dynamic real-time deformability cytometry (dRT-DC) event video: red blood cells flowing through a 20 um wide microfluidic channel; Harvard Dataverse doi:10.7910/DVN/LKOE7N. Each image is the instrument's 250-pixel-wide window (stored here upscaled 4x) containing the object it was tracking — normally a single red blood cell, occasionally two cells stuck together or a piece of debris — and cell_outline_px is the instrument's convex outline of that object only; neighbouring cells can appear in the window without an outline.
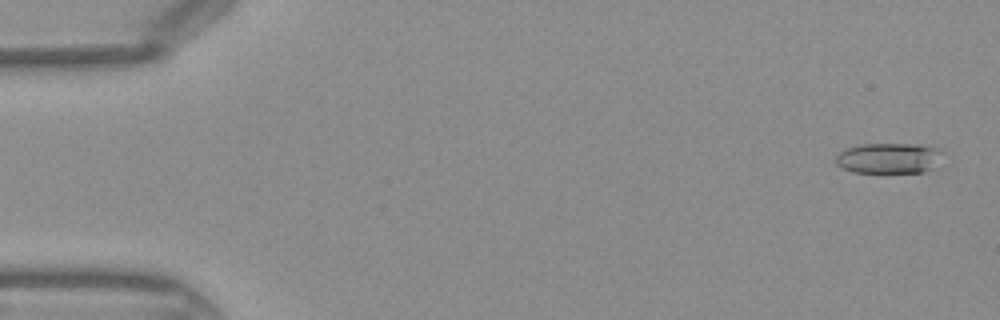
{"species": "Egyptian fruit bat (a non-hibernating species)", "species_latin": "Rousettus aegyptiacus", "temperature_condition": "warm", "stored_images_in_passage": 44, "camera_frame_rate_fps": 3000, "um_per_image_px": 0.085, "frame": {"image": 1, "passage_image": 2, "time_ms": 0.333, "image_size_px": [1000, 320], "cell_outline_px": [[948, 152], [936, 168], [924, 172], [852, 172], [836, 164], [836, 156], [840, 152], [848, 148], [860, 144], [916, 144], [944, 148]], "centroid_in_image_um": [75.72, 13.43], "position_along_channel_um": 9.3, "area_um2": 19.59}}
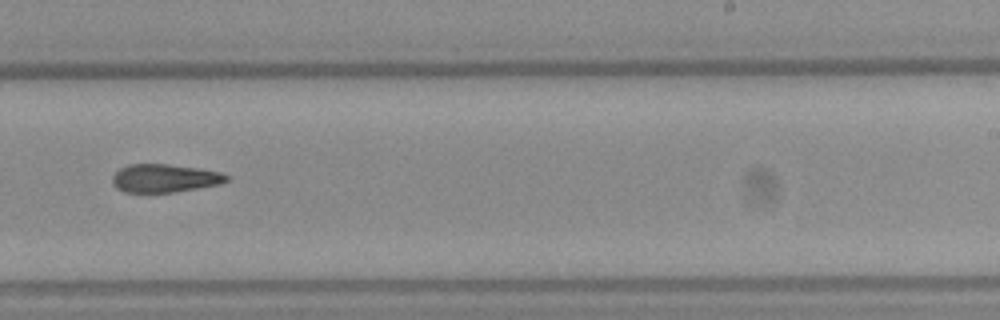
{"frame": {"image": 2, "passage_image": 28, "time_ms": 9.0, "image_size_px": [1000, 320], "cell_outline_px": [[228, 180], [220, 184], [172, 192], [124, 192], [116, 188], [112, 184], [112, 176], [120, 168], [128, 164], [168, 164], [200, 168], [220, 172], [228, 176]], "centroid_in_image_um": [13.96, 15.14], "position_along_channel_um": 275.0, "area_um2": 18.73}}
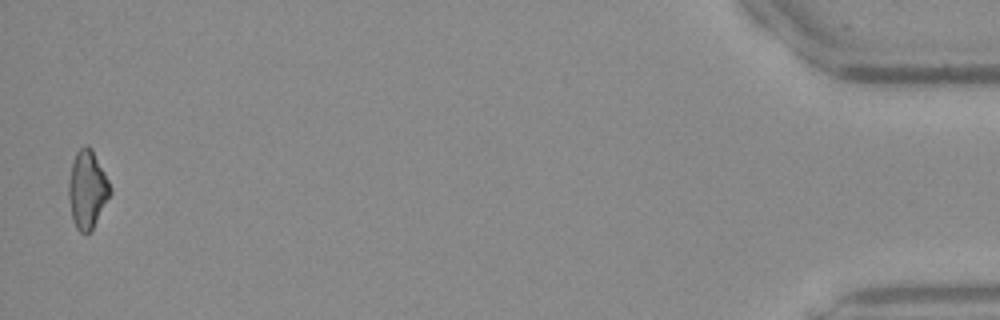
{"frame": {"image": 3, "passage_image": 44, "time_ms": 14.333, "image_size_px": [1000, 320], "cell_outline_px": [[112, 192], [92, 232], [80, 232], [76, 228], [72, 220], [68, 196], [68, 184], [72, 160], [76, 152], [80, 148], [88, 144], [92, 148], [112, 188]], "centroid_in_image_um": [7.42, 16.12], "position_along_channel_um": 427.8, "area_um2": 19.13}}